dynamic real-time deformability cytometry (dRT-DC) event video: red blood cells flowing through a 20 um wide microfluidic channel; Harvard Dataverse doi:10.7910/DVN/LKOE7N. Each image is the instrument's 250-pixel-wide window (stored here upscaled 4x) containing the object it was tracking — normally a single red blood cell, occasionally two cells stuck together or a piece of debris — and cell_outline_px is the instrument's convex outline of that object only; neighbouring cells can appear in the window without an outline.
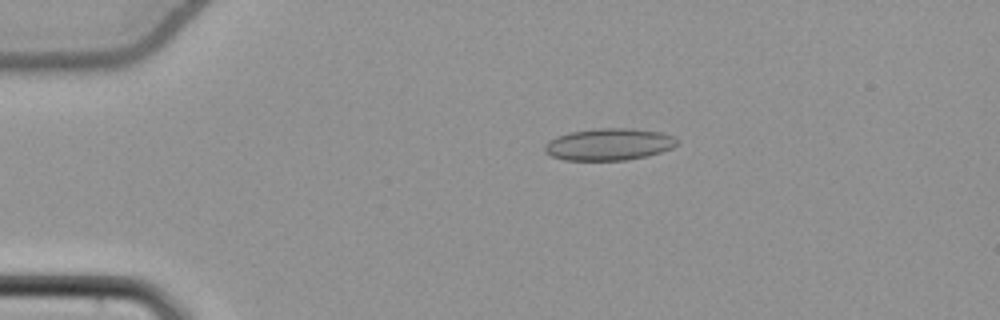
{"species": "common noctule bat (a hibernating species)", "species_latin": "Nyctalus noctula", "temperature_condition": "cold", "stored_images_in_passage": 54, "camera_frame_rate_fps": 3000, "um_per_image_px": 0.085, "animal": {"sex": "female", "body_mass_g": 22.7, "forearm_length_mm": 54.2}, "frame": {"image": 1, "passage_image": 12, "time_ms": 3.667, "image_size_px": [1000, 320], "cell_outline_px": [[676, 144], [672, 148], [648, 156], [628, 160], [564, 160], [552, 156], [544, 152], [544, 144], [548, 140], [556, 136], [572, 132], [596, 128], [628, 128], [660, 132], [676, 136]], "centroid_in_image_um": [51.74, 12.27], "position_along_channel_um": 33.3, "area_um2": 24.74}}
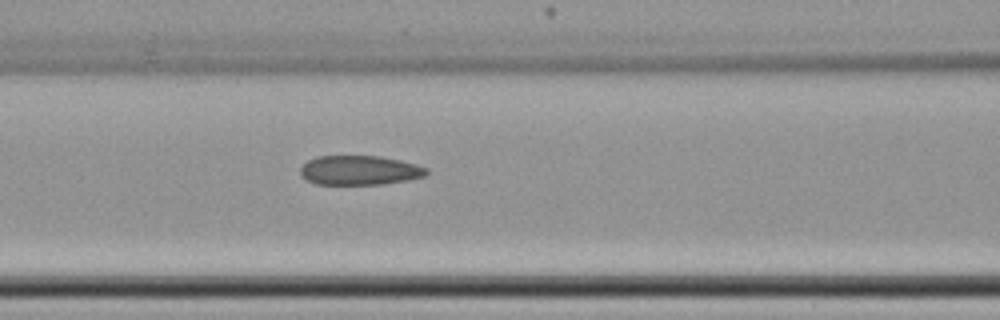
{"frame": {"image": 2, "passage_image": 24, "time_ms": 7.667, "image_size_px": [1000, 320], "cell_outline_px": [[428, 172], [424, 176], [408, 180], [384, 184], [316, 184], [300, 176], [300, 168], [308, 160], [316, 156], [380, 156], [400, 160], [416, 164], [428, 168]], "centroid_in_image_um": [30.56, 14.47], "position_along_channel_um": 136.0, "area_um2": 21.68}}
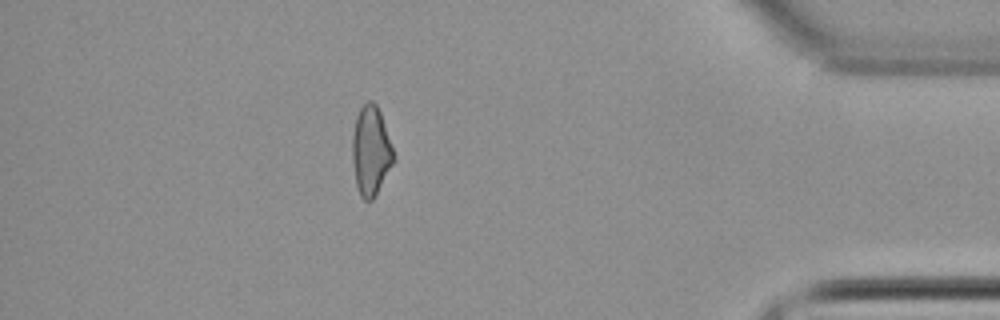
{"frame": {"image": 3, "passage_image": 48, "time_ms": 15.667, "image_size_px": [1000, 320], "cell_outline_px": [[396, 160], [376, 196], [372, 200], [364, 200], [360, 196], [356, 184], [352, 160], [352, 136], [356, 116], [360, 108], [368, 100], [372, 100], [376, 104], [380, 112], [396, 156]], "centroid_in_image_um": [31.54, 12.84], "position_along_channel_um": 403.7, "area_um2": 21.85}, "authors_computed_cell_mechanics": {"area_um2": 22.3108, "velocity_mm_per_s": 3.8812, "shape_relaxation_time_tau1_ms": null, "shape_relaxation_time_tau2_ms": 3.9091, "deformation_change_tau1": null, "deformation_change_tau2": 0.1066}}